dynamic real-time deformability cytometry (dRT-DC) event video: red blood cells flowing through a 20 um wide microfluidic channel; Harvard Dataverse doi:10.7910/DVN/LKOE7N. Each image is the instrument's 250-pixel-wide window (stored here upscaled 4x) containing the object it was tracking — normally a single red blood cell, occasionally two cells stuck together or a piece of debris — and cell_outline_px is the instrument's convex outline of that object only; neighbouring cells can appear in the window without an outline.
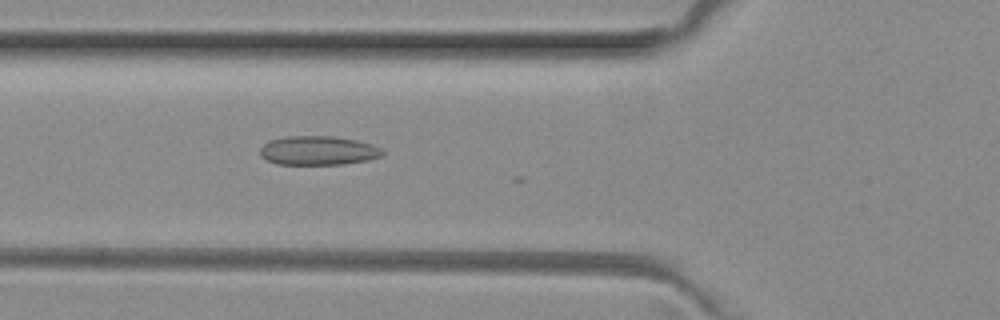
{"species": "common noctule bat (a hibernating species)", "species_latin": "Nyctalus noctula", "temperature_condition": "room temperature", "stored_images_in_passage": 4, "camera_frame_rate_fps": 3000, "um_per_image_px": 0.085, "animal": {"sex": "female", "body_mass_g": 29.2, "forearm_length_mm": 56.3}, "frame": {"image": 1, "passage_image": 3, "time_ms": 0.667, "image_size_px": [1000, 320], "cell_outline_px": [[384, 152], [380, 156], [368, 160], [344, 164], [276, 164], [260, 156], [260, 148], [268, 140], [288, 136], [332, 136], [356, 140], [372, 144], [380, 148]], "centroid_in_image_um": [27.02, 12.79], "position_along_channel_um": 98.8, "area_um2": 20.69}}